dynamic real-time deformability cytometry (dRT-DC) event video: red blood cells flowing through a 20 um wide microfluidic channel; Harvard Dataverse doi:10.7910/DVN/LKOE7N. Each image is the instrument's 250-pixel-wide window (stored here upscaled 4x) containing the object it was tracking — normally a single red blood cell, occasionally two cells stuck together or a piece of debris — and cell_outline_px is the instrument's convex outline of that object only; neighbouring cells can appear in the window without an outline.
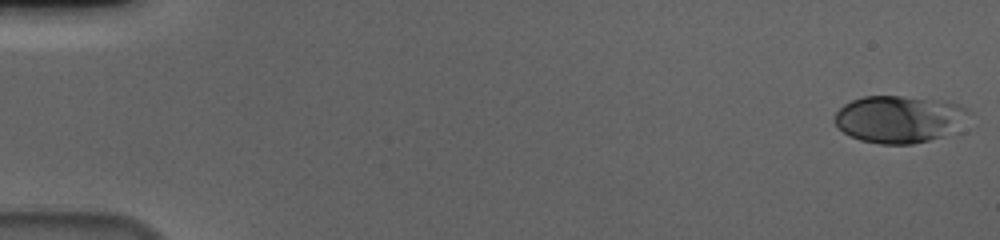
{"species": "human", "species_latin": "Homo sapiens", "temperature_condition": "cold", "stored_images_in_passage": 57, "camera_frame_rate_fps": 3000, "um_per_image_px": 0.085, "donor": {"sex": "male"}, "frame": {"image": 1, "passage_image": 1, "time_ms": 0.0, "image_size_px": [1000, 240], "cell_outline_px": [[972, 112], [952, 132], [944, 136], [912, 144], [880, 144], [860, 140], [844, 132], [836, 124], [836, 112], [844, 104], [852, 100], [864, 96], [900, 96], [956, 104], [968, 108]], "centroid_in_image_um": [76.42, 10.14], "position_along_channel_um": 8.6, "area_um2": 36.24}}
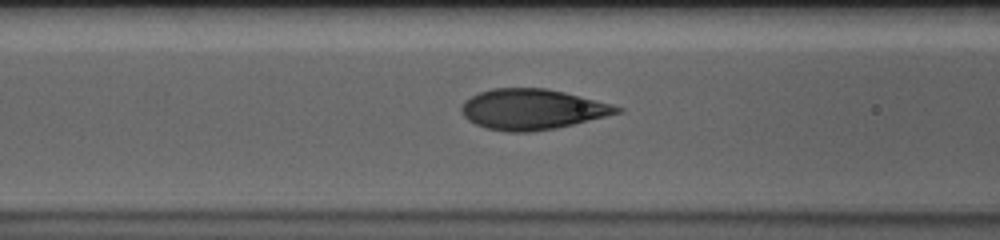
{"frame": {"image": 2, "passage_image": 24, "time_ms": 7.667, "image_size_px": [1000, 240], "cell_outline_px": [[624, 112], [556, 128], [528, 132], [508, 132], [484, 128], [468, 120], [464, 116], [460, 108], [464, 100], [480, 92], [492, 88], [544, 88], [564, 92], [612, 104], [624, 108]], "centroid_in_image_um": [45.24, 9.29], "position_along_channel_um": 121.4, "area_um2": 36.7}}
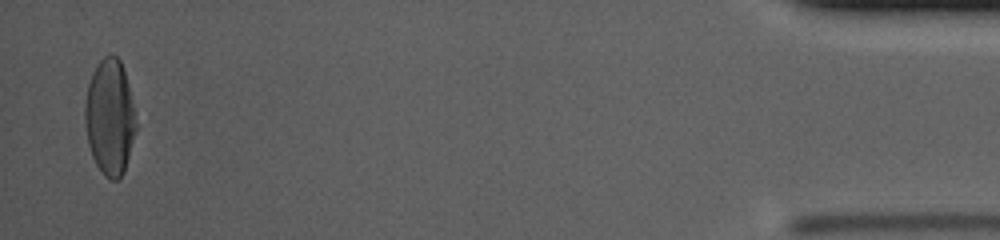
{"frame": {"image": 3, "passage_image": 56, "time_ms": 18.333, "image_size_px": [1000, 240], "cell_outline_px": [[136, 128], [124, 172], [116, 180], [112, 180], [104, 176], [96, 164], [92, 156], [88, 144], [84, 120], [84, 108], [88, 84], [92, 72], [96, 64], [104, 56], [116, 56], [120, 60], [124, 68], [128, 84], [136, 124]], "centroid_in_image_um": [9.31, 9.96], "position_along_channel_um": 425.9, "area_um2": 34.22}, "authors_computed_cell_mechanics": {"area_um2": 35.9516, "velocity_mm_per_s": 3.6233, "shape_relaxation_time_tau1_ms": 3.9236, "shape_relaxation_time_tau2_ms": null, "deformation_change_tau1": 0.1959, "deformation_change_tau2": null}}